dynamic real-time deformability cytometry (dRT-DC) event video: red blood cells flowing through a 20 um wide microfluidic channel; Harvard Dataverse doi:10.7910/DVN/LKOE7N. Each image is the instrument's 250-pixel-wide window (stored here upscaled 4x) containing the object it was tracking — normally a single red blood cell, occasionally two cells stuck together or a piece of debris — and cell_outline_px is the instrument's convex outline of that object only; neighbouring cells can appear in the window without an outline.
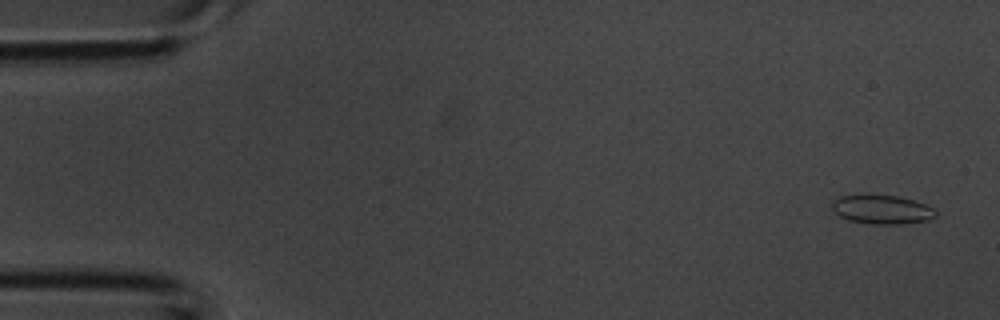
{"species": "common noctule bat (a hibernating species)", "species_latin": "Nyctalus noctula", "temperature_condition": "room temperature", "stored_images_in_passage": 42, "camera_frame_rate_fps": 3000, "um_per_image_px": 0.085, "animal": {"sex": "male", "body_mass_g": 20.1, "forearm_length_mm": 53.5}, "frame": {"image": 1, "passage_image": 2, "time_ms": 0.333, "image_size_px": [1000, 320], "cell_outline_px": [[936, 216], [928, 220], [904, 224], [868, 224], [848, 220], [832, 212], [832, 200], [840, 196], [868, 192], [896, 196], [912, 200], [924, 204], [932, 208], [936, 212]], "centroid_in_image_um": [74.88, 17.78], "position_along_channel_um": 10.1, "area_um2": 18.09}}
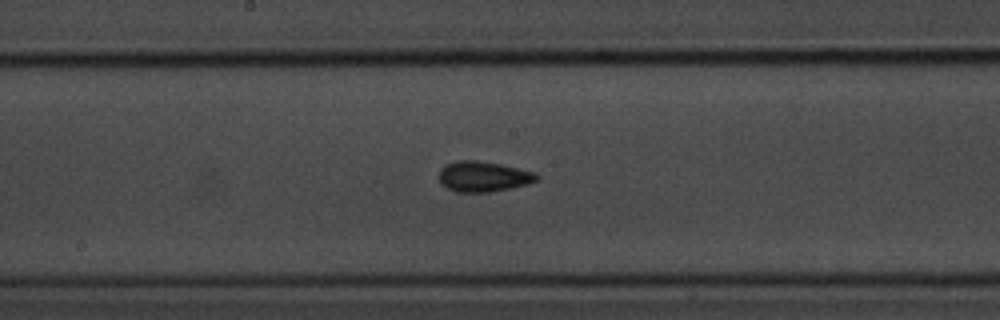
{"frame": {"image": 2, "passage_image": 22, "time_ms": 7.0, "image_size_px": [1000, 320], "cell_outline_px": [[540, 176], [536, 180], [528, 184], [512, 188], [492, 192], [456, 192], [440, 184], [440, 168], [448, 164], [460, 160], [476, 160], [500, 164], [536, 172]], "centroid_in_image_um": [41.11, 15.01], "position_along_channel_um": 207.1, "area_um2": 17.34}}
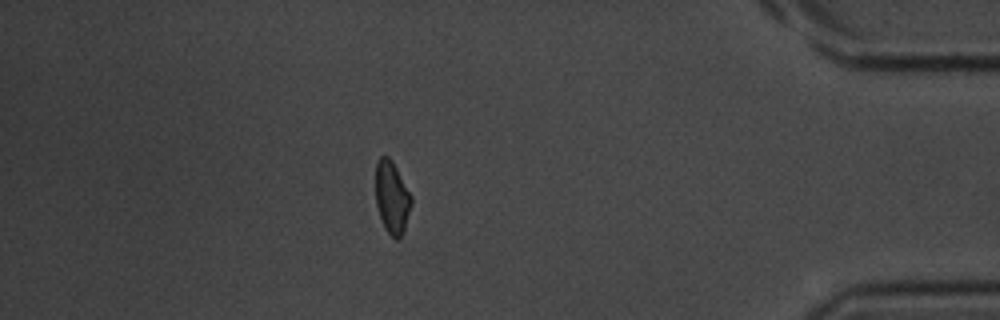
{"frame": {"image": 3, "passage_image": 37, "time_ms": 12.0, "image_size_px": [1000, 320], "cell_outline_px": [[412, 204], [404, 232], [400, 240], [396, 240], [384, 228], [376, 204], [376, 160], [380, 156], [388, 156], [392, 160], [412, 196]], "centroid_in_image_um": [33.33, 16.79], "position_along_channel_um": 401.9, "area_um2": 15.26}}